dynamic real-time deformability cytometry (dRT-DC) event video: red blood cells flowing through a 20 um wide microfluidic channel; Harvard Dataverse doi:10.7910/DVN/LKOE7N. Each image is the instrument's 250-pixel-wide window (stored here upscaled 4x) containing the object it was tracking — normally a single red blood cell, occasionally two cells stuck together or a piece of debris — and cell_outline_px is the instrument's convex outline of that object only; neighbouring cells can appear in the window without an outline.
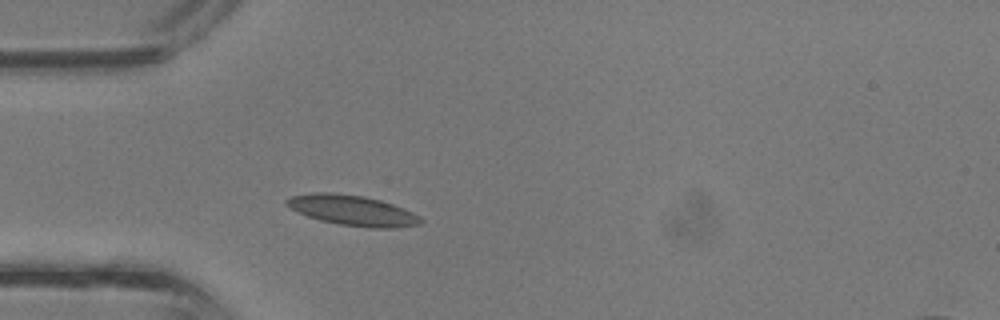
{"species": "common noctule bat (a hibernating species)", "species_latin": "Nyctalus noctula", "temperature_condition": "room temperature", "stored_images_in_passage": 24, "camera_frame_rate_fps": 3000, "um_per_image_px": 0.085, "animal": {"sex": "male", "body_mass_g": 13.3}, "frame": {"image": 1, "passage_image": 6, "time_ms": 1.667, "image_size_px": [1000, 320], "cell_outline_px": [[424, 220], [420, 224], [396, 228], [368, 228], [336, 224], [320, 220], [296, 212], [288, 208], [284, 204], [284, 200], [292, 196], [312, 192], [332, 192], [364, 196], [380, 200], [392, 204], [412, 212], [420, 216]], "centroid_in_image_um": [29.92, 17.89], "position_along_channel_um": 55.1, "area_um2": 23.99}}
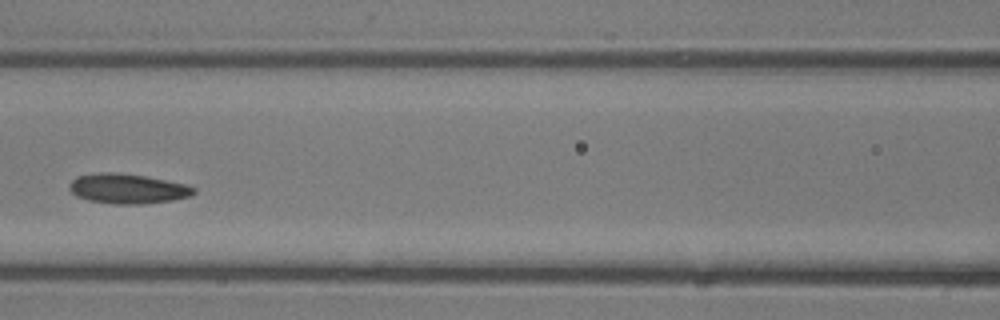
{"frame": {"image": 2, "passage_image": 12, "time_ms": 3.667, "image_size_px": [1000, 320], "cell_outline_px": [[196, 192], [192, 196], [172, 200], [144, 204], [112, 204], [88, 200], [76, 196], [68, 188], [68, 184], [76, 176], [100, 172], [108, 172], [144, 176], [184, 184], [196, 188]], "centroid_in_image_um": [10.82, 16.05], "position_along_channel_um": 155.8, "area_um2": 21.62}}
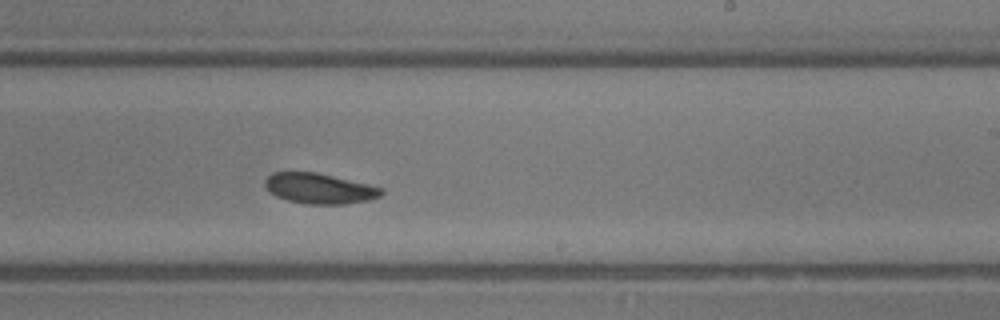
{"frame": {"image": 3, "passage_image": 18, "time_ms": 5.667, "image_size_px": [1000, 320], "cell_outline_px": [[384, 192], [380, 196], [368, 200], [344, 204], [304, 204], [288, 200], [276, 196], [268, 192], [264, 184], [264, 180], [272, 172], [316, 172], [368, 184], [384, 188]], "centroid_in_image_um": [27.13, 16.02], "position_along_channel_um": 261.9, "area_um2": 20.69}}